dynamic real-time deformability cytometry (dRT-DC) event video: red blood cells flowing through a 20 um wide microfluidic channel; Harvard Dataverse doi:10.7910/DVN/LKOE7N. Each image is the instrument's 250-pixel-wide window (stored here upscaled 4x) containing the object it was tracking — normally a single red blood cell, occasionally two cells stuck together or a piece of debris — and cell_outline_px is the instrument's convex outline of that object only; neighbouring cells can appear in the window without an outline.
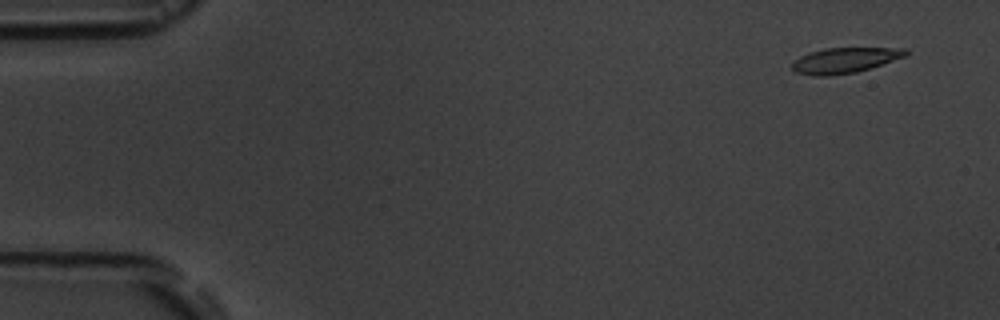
{"species": "common noctule bat (a hibernating species)", "species_latin": "Nyctalus noctula", "temperature_condition": "room temperature", "stored_images_in_passage": 5, "camera_frame_rate_fps": 3000, "um_per_image_px": 0.085, "animal": {"sex": "male", "body_mass_g": 19.5, "forearm_length_mm": 54.6}, "frame": {"image": 1, "passage_image": 1, "time_ms": 0.0, "image_size_px": [1000, 320], "cell_outline_px": [[908, 56], [856, 72], [828, 76], [812, 76], [796, 72], [792, 68], [792, 64], [800, 56], [824, 48], [908, 48]], "centroid_in_image_um": [71.84, 5.12], "position_along_channel_um": 13.2, "area_um2": 16.76}}
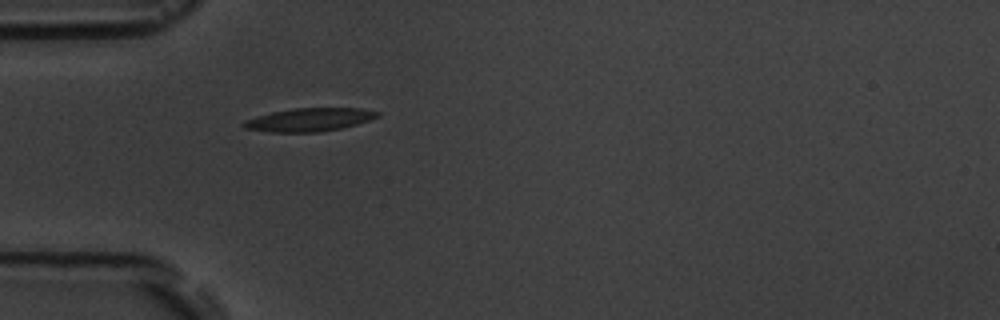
{"frame": {"image": 2, "passage_image": 5, "time_ms": 4.333, "image_size_px": [1000, 320], "cell_outline_px": [[380, 116], [356, 124], [340, 128], [320, 132], [272, 132], [244, 128], [240, 124], [244, 120], [272, 112], [296, 108], [360, 108], [380, 112]], "centroid_in_image_um": [26.28, 10.17], "position_along_channel_um": 58.7, "area_um2": 17.98}}